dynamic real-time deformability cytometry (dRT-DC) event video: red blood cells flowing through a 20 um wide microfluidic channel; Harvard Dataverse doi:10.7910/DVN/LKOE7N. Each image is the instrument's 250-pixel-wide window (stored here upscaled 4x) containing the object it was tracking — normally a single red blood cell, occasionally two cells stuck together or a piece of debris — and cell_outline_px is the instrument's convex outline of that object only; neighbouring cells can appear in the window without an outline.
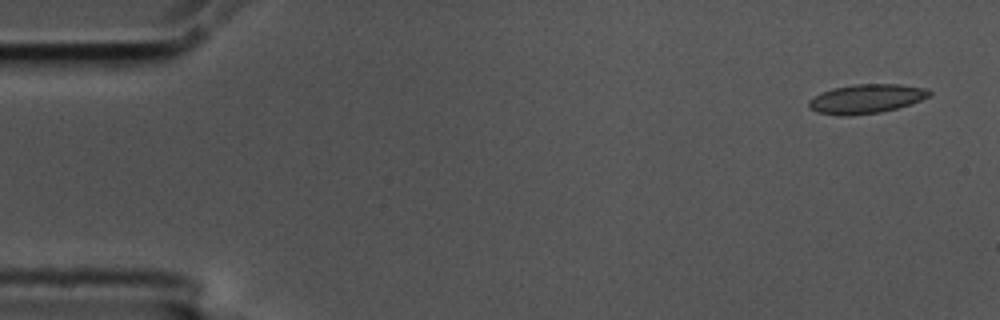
{"species": "common noctule bat (a hibernating species)", "species_latin": "Nyctalus noctula", "temperature_condition": "cold", "stored_images_in_passage": 3, "camera_frame_rate_fps": 3000, "um_per_image_px": 0.085, "animal": {"sex": "male", "body_mass_g": 17.5, "forearm_length_mm": 52.3}, "frame": {"image": 1, "passage_image": 1, "time_ms": 0.0, "image_size_px": [1000, 320], "cell_outline_px": [[932, 96], [896, 108], [880, 112], [848, 116], [840, 116], [816, 112], [808, 108], [808, 100], [820, 92], [832, 88], [856, 84], [900, 84], [928, 88], [932, 92]], "centroid_in_image_um": [73.61, 8.39], "position_along_channel_um": 11.4, "area_um2": 20.69}}